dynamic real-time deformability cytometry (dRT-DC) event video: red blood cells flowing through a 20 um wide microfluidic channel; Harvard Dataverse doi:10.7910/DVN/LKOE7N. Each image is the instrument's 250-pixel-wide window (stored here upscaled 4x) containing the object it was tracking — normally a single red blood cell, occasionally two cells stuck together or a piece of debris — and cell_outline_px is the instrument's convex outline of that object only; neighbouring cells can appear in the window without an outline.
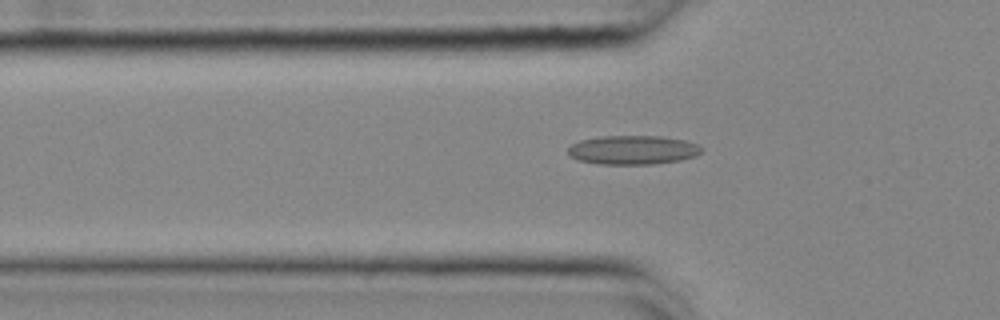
{"species": "common noctule bat (a hibernating species)", "species_latin": "Nyctalus noctula", "temperature_condition": "cold", "stored_images_in_passage": 52, "camera_frame_rate_fps": 3000, "um_per_image_px": 0.085, "animal": {"sex": "female", "body_mass_g": 25.1}, "frame": {"image": 1, "passage_image": 18, "time_ms": 5.667, "image_size_px": [1000, 320], "cell_outline_px": [[704, 148], [696, 156], [680, 160], [652, 164], [600, 164], [580, 160], [572, 156], [568, 152], [568, 148], [572, 144], [580, 140], [600, 136], [660, 136], [684, 140], [696, 144]], "centroid_in_image_um": [53.81, 12.74], "position_along_channel_um": 72.0, "area_um2": 22.43}}
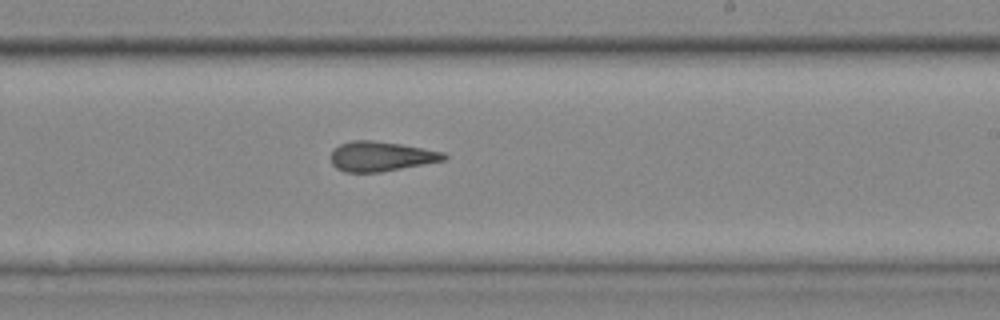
{"frame": {"image": 2, "passage_image": 33, "time_ms": 10.667, "image_size_px": [1000, 320], "cell_outline_px": [[448, 156], [444, 160], [380, 172], [344, 172], [336, 168], [332, 164], [332, 148], [340, 144], [352, 140], [372, 140], [400, 144], [444, 152]], "centroid_in_image_um": [32.35, 13.28], "position_along_channel_um": 256.7, "area_um2": 19.48}}
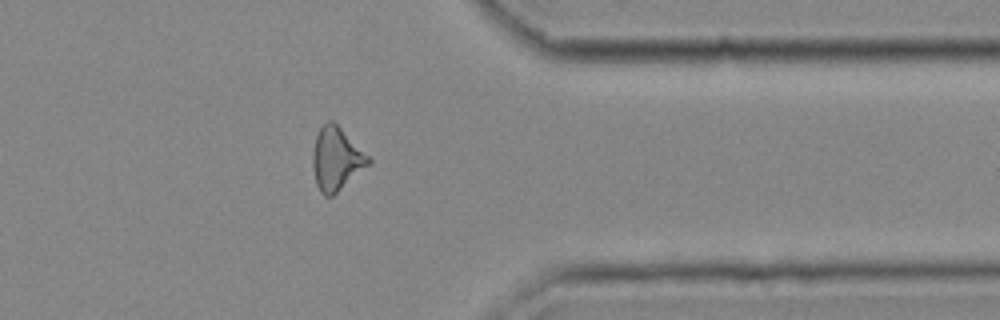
{"frame": {"image": 3, "passage_image": 44, "time_ms": 14.333, "image_size_px": [1000, 320], "cell_outline_px": [[372, 164], [332, 196], [324, 196], [320, 192], [316, 184], [312, 168], [312, 152], [316, 136], [320, 128], [328, 120], [332, 120], [372, 160]], "centroid_in_image_um": [28.58, 13.54], "position_along_channel_um": 382.8, "area_um2": 20.4}}